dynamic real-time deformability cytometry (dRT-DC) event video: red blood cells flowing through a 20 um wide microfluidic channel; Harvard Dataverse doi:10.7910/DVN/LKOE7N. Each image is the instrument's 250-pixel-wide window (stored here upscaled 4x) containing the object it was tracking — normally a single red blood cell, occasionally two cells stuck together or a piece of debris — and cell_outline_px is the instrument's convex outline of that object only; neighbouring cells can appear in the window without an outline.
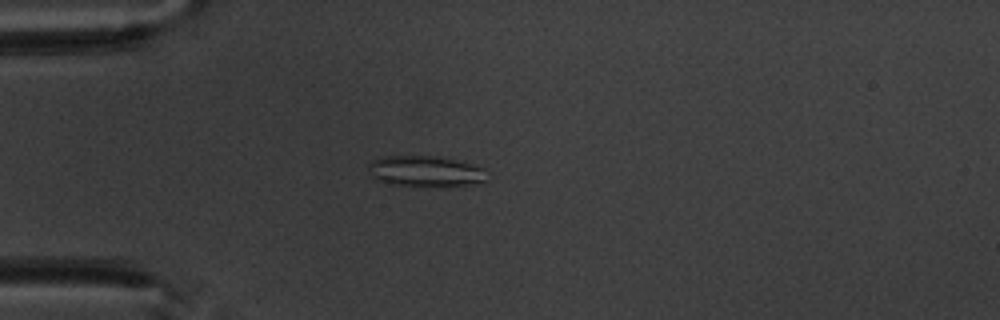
{"species": "common noctule bat (a hibernating species)", "species_latin": "Nyctalus noctula", "temperature_condition": "warm", "stored_images_in_passage": 5, "camera_frame_rate_fps": 3000, "um_per_image_px": 0.085, "animal": {"sex": "male", "body_mass_g": 20.1, "forearm_length_mm": 53.5}, "frame": {"image": 1, "passage_image": 4, "time_ms": 3.667, "image_size_px": [1000, 320], "cell_outline_px": [[488, 180], [448, 188], [392, 184], [376, 180], [372, 176], [368, 164], [372, 160], [384, 156], [440, 156], [484, 168]], "centroid_in_image_um": [36.17, 14.57], "position_along_channel_um": 48.8, "area_um2": 21.5}}